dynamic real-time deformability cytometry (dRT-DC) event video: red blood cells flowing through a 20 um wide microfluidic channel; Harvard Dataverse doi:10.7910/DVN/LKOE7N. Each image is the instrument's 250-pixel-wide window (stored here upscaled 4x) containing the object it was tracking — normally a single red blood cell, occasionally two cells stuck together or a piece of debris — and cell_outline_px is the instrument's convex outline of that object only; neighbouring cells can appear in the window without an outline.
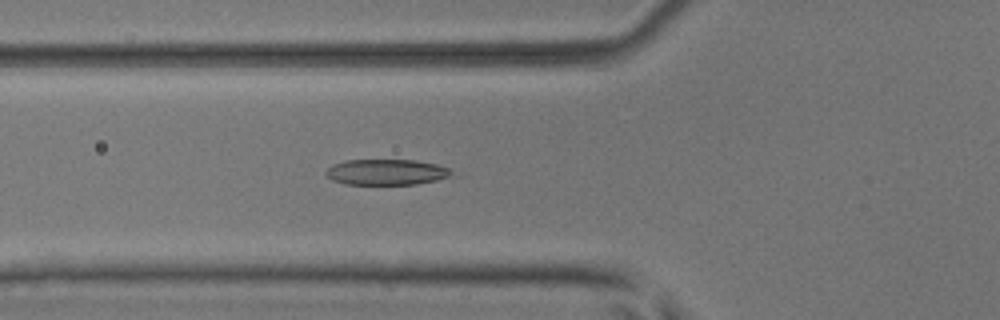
{"species": "common noctule bat (a hibernating species)", "species_latin": "Nyctalus noctula", "temperature_condition": "room temperature", "stored_images_in_passage": 51, "camera_frame_rate_fps": 3000, "um_per_image_px": 0.085, "animal": {"sex": "male", "body_mass_g": 17.9, "forearm_length_mm": 54.2}, "frame": {"image": 1, "passage_image": 19, "time_ms": 6.0, "image_size_px": [1000, 320], "cell_outline_px": [[456, 176], [416, 184], [344, 184], [332, 180], [324, 172], [332, 164], [348, 160], [416, 160], [436, 164], [448, 168]], "centroid_in_image_um": [32.86, 14.63], "position_along_channel_um": 92.9, "area_um2": 18.9}}
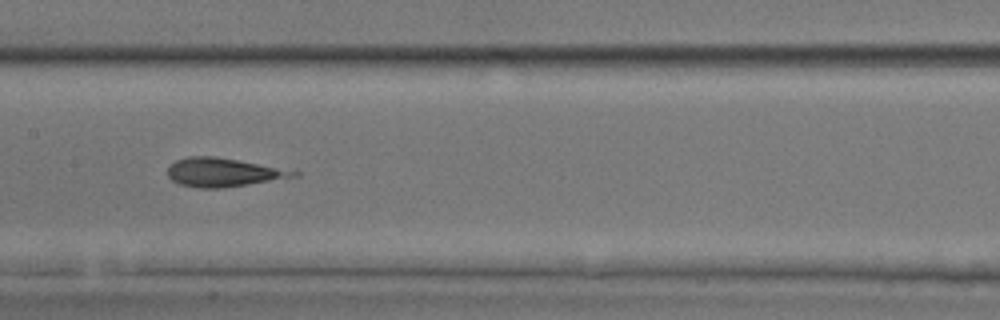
{"frame": {"image": 2, "passage_image": 26, "time_ms": 8.333, "image_size_px": [1000, 320], "cell_outline_px": [[300, 176], [224, 188], [200, 188], [180, 184], [172, 180], [168, 176], [168, 168], [176, 160], [188, 156], [216, 156], [300, 172]], "centroid_in_image_um": [18.96, 14.65], "position_along_channel_um": 188.4, "area_um2": 20.81}}
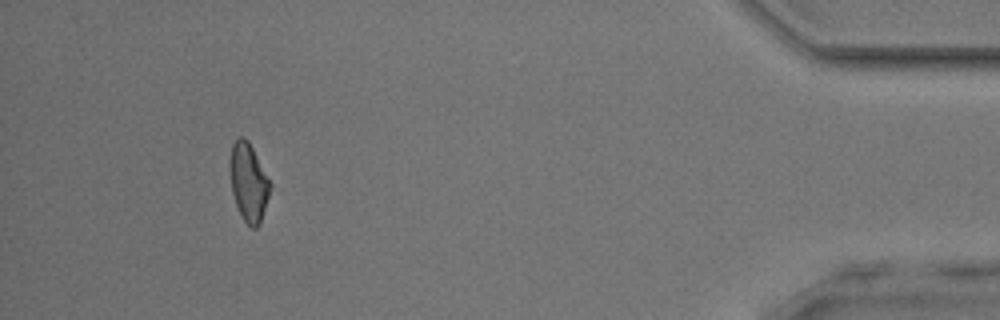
{"frame": {"image": 3, "passage_image": 47, "time_ms": 15.333, "image_size_px": [1000, 320], "cell_outline_px": [[272, 184], [260, 224], [256, 228], [252, 228], [244, 220], [236, 204], [232, 192], [232, 144], [240, 136], [244, 136], [248, 140]], "centroid_in_image_um": [21.17, 15.51], "position_along_channel_um": 414.0, "area_um2": 17.63}, "authors_computed_cell_mechanics": {"area_um2": 20.6346, "velocity_mm_per_s": 4.0972, "shape_relaxation_time_tau1_ms": null, "shape_relaxation_time_tau2_ms": 1.2905, "deformation_change_tau1": null, "deformation_change_tau2": 0.1311}}